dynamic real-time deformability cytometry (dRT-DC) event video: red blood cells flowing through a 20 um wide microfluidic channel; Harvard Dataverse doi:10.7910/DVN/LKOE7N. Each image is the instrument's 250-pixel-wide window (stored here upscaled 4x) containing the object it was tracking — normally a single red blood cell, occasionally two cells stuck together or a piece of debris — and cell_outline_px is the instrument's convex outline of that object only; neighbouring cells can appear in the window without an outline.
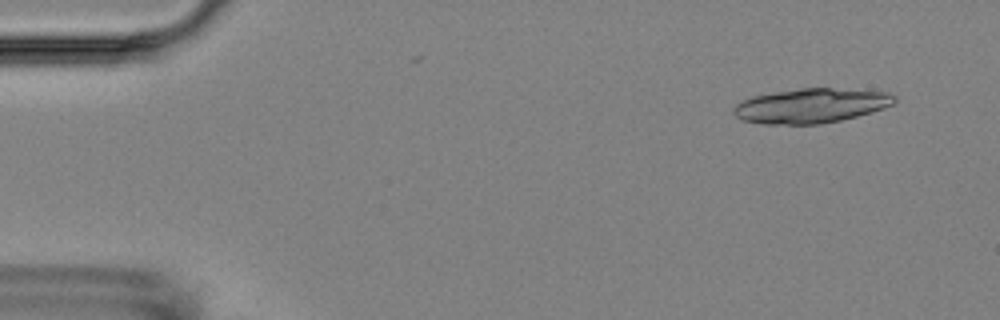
{"species": "Egyptian fruit bat (a non-hibernating species)", "species_latin": "Rousettus aegyptiacus", "temperature_condition": "room temperature", "stored_images_in_passage": 4, "camera_frame_rate_fps": 3000, "um_per_image_px": 0.085, "animal": {"sex": "female"}, "frame": {"image": 1, "passage_image": 1, "time_ms": 0.0, "image_size_px": [1000, 320], "cell_outline_px": [[896, 100], [892, 104], [884, 108], [856, 116], [840, 120], [820, 124], [764, 124], [744, 120], [736, 116], [732, 112], [732, 108], [736, 104], [752, 96], [800, 88], [832, 88], [888, 92], [896, 96]], "centroid_in_image_um": [68.93, 8.98], "position_along_channel_um": 16.1, "area_um2": 32.19}}